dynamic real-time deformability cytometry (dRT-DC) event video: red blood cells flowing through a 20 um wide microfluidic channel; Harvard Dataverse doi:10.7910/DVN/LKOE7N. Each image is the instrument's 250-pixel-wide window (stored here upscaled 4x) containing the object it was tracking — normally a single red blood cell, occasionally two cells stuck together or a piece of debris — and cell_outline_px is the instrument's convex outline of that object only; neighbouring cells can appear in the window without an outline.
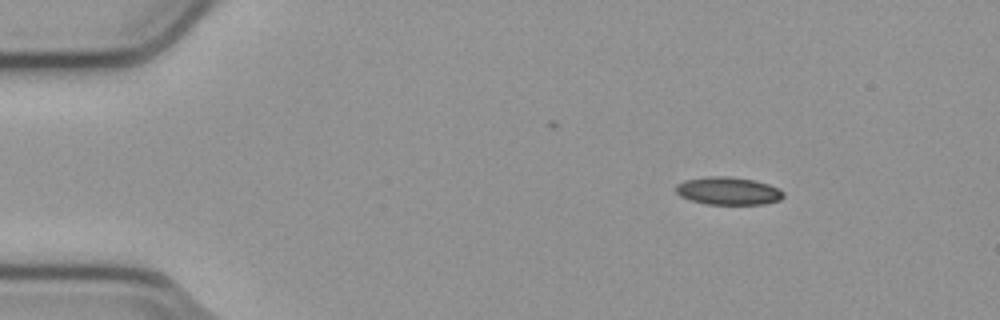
{"species": "common noctule bat (a hibernating species)", "species_latin": "Nyctalus noctula", "temperature_condition": "cold", "stored_images_in_passage": 47, "camera_frame_rate_fps": 3000, "um_per_image_px": 0.085, "animal": {"sex": "male", "body_mass_g": 23.1, "forearm_length_mm": 52.7}, "frame": {"image": 1, "passage_image": 1, "time_ms": 0.0, "image_size_px": [1000, 320], "cell_outline_px": [[784, 196], [780, 200], [764, 204], [704, 204], [680, 196], [676, 192], [676, 184], [684, 180], [708, 176], [728, 176], [752, 180], [768, 184], [780, 188], [784, 192]], "centroid_in_image_um": [61.9, 16.23], "position_along_channel_um": 23.1, "area_um2": 17.46}}
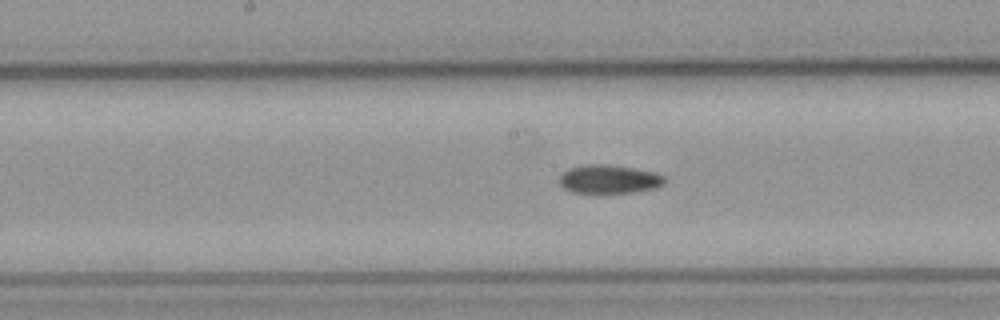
{"frame": {"image": 2, "passage_image": 21, "time_ms": 6.667, "image_size_px": [1000, 320], "cell_outline_px": [[664, 184], [656, 188], [636, 192], [596, 196], [572, 192], [564, 188], [560, 184], [560, 176], [568, 168], [584, 164], [608, 164], [632, 168], [652, 172], [664, 176]], "centroid_in_image_um": [51.72, 15.28], "position_along_channel_um": 196.5, "area_um2": 18.26}}
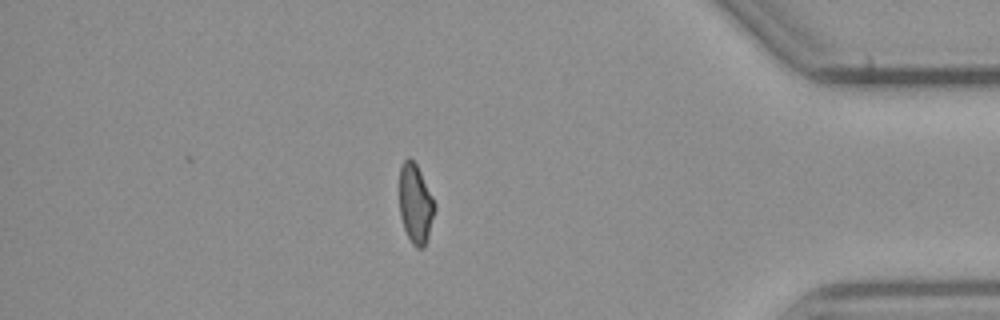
{"frame": {"image": 3, "passage_image": 40, "time_ms": 13.0, "image_size_px": [1000, 320], "cell_outline_px": [[436, 208], [428, 236], [424, 248], [416, 248], [412, 244], [404, 228], [400, 216], [400, 168], [404, 160], [408, 156], [416, 164], [432, 196]], "centroid_in_image_um": [35.31, 17.34], "position_along_channel_um": 399.9, "area_um2": 16.13}, "authors_computed_cell_mechanics": {"area_um2": 17.2822, "velocity_mm_per_s": 3.8041, "shape_relaxation_time_tau1_ms": null, "shape_relaxation_time_tau2_ms": 8.9222, "deformation_change_tau1": null, "deformation_change_tau2": 0.1456}}